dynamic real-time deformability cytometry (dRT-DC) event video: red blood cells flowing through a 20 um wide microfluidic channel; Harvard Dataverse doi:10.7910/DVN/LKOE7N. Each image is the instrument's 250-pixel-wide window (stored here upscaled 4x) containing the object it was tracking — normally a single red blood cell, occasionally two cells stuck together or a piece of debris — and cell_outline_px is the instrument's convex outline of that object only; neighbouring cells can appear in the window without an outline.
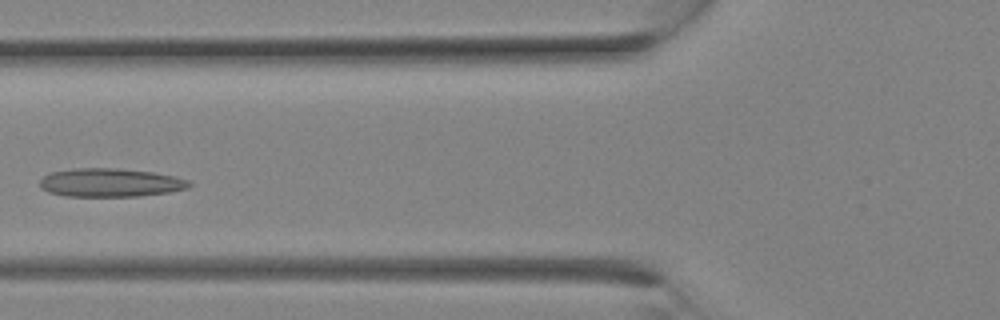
{"species": "Egyptian fruit bat (a non-hibernating species)", "species_latin": "Rousettus aegyptiacus", "temperature_condition": "room temperature", "stored_images_in_passage": 9, "camera_frame_rate_fps": 3000, "um_per_image_px": 0.085, "animal": {"sex": "female"}, "frame": {"image": 1, "passage_image": 8, "time_ms": 2.333, "image_size_px": [1000, 320], "cell_outline_px": [[192, 184], [188, 188], [168, 192], [140, 196], [64, 196], [48, 192], [40, 188], [40, 180], [44, 176], [52, 172], [76, 168], [116, 168], [152, 172], [176, 176], [188, 180]], "centroid_in_image_um": [9.38, 15.52], "position_along_channel_um": 116.4, "area_um2": 24.8}}